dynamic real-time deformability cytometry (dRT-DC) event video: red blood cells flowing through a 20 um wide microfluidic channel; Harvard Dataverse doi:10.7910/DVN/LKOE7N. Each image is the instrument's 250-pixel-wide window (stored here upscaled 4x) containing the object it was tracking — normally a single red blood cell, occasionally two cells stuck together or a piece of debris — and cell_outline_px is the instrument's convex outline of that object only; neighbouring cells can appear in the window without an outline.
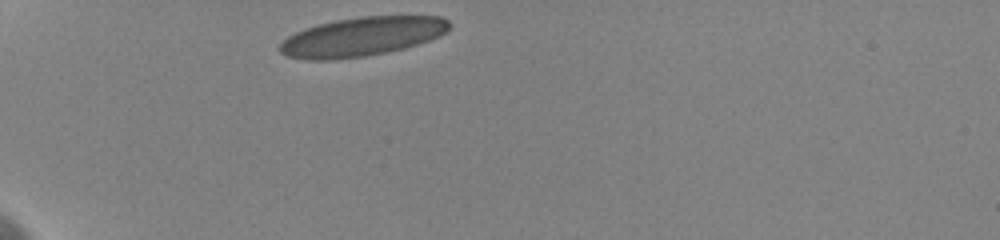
{"species": "human", "species_latin": "Homo sapiens", "temperature_condition": "cold", "stored_images_in_passage": 5, "camera_frame_rate_fps": 3000, "um_per_image_px": 0.085, "donor": {"sex": "female"}, "frame": {"image": 1, "passage_image": 1, "time_ms": 0.0, "image_size_px": [1000, 240], "cell_outline_px": [[452, 24], [448, 32], [440, 36], [404, 48], [364, 56], [328, 60], [308, 60], [288, 56], [280, 52], [276, 48], [288, 36], [304, 28], [336, 20], [360, 16], [440, 16], [448, 20]], "centroid_in_image_um": [30.78, 3.11], "position_along_channel_um": 54.2, "area_um2": 38.49}}